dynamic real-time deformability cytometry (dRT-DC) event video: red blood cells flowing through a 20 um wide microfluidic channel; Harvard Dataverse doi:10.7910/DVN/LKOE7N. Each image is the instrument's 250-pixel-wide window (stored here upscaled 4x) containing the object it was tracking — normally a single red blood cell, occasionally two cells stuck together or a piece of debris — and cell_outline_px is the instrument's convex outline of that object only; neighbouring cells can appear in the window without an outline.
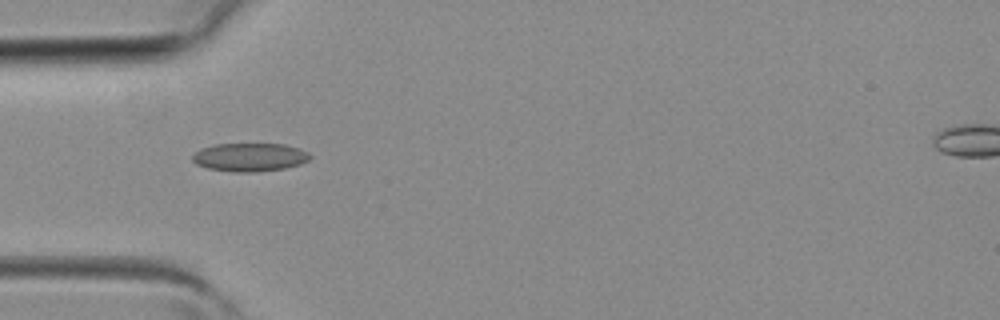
{"species": "common noctule bat (a hibernating species)", "species_latin": "Nyctalus noctula", "temperature_condition": "room temperature", "stored_images_in_passage": 4, "camera_frame_rate_fps": 3000, "um_per_image_px": 0.085, "animal": {"sex": "female", "body_mass_g": 19.3, "forearm_length_mm": 54.1}, "frame": {"image": 1, "passage_image": 3, "time_ms": 0.667, "image_size_px": [1000, 320], "cell_outline_px": [[312, 156], [308, 160], [300, 164], [284, 168], [256, 172], [232, 172], [208, 168], [196, 164], [192, 160], [192, 156], [200, 148], [216, 144], [284, 144], [300, 148], [308, 152]], "centroid_in_image_um": [21.23, 13.36], "position_along_channel_um": 63.8, "area_um2": 19.48}}
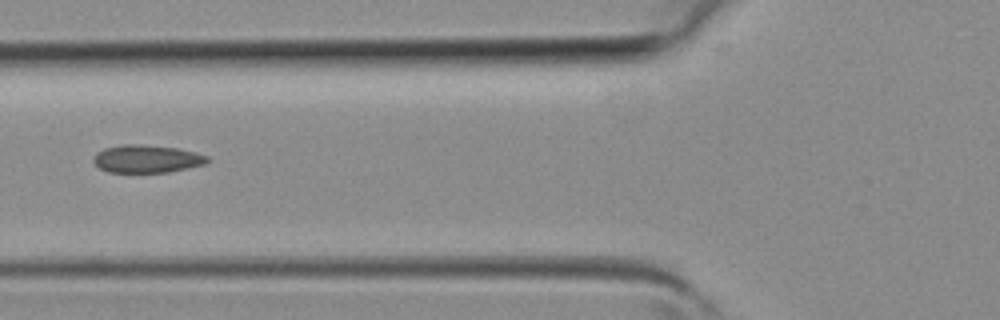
{"frame": {"image": 2, "passage_image": 4, "time_ms": 1.0, "image_size_px": [1000, 320], "cell_outline_px": [[208, 164], [168, 172], [108, 172], [100, 168], [92, 160], [96, 152], [104, 148], [124, 144], [140, 144], [176, 148], [196, 152], [208, 156]], "centroid_in_image_um": [12.49, 13.5], "position_along_channel_um": 113.3, "area_um2": 18.5}}